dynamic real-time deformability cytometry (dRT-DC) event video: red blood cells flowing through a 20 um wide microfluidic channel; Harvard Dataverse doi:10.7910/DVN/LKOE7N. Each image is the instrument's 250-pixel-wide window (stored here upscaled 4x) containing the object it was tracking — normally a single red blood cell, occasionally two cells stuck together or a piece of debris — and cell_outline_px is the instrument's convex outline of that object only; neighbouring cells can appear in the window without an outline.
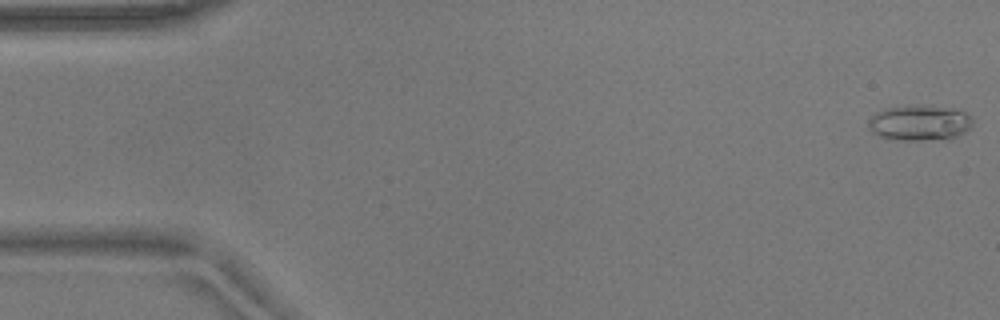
{"species": "common noctule bat (a hibernating species)", "species_latin": "Nyctalus noctula", "temperature_condition": "warm", "stored_images_in_passage": 54, "camera_frame_rate_fps": 3000, "um_per_image_px": 0.085, "animal": {"sex": "male", "body_mass_g": 17.9}, "frame": {"image": 1, "passage_image": 1, "time_ms": 0.0, "image_size_px": [1000, 320], "cell_outline_px": [[972, 124], [964, 132], [948, 140], [896, 140], [880, 136], [872, 132], [868, 124], [868, 120], [876, 112], [884, 108], [916, 104], [924, 104], [960, 108], [972, 116]], "centroid_in_image_um": [78.21, 10.41], "position_along_channel_um": 6.8, "area_um2": 22.25}}
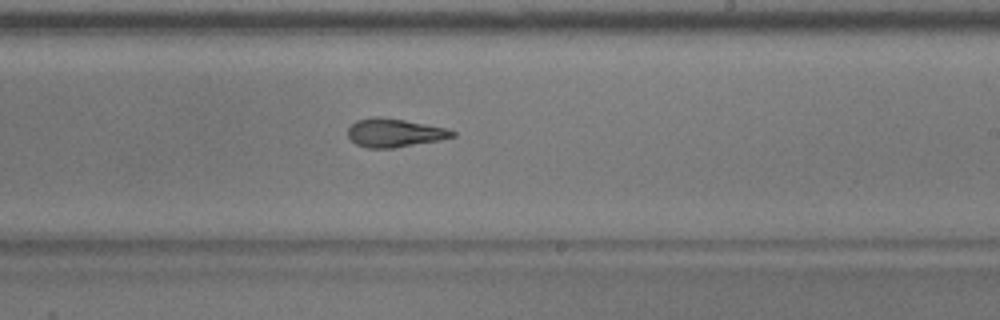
{"frame": {"image": 2, "passage_image": 32, "time_ms": 10.333, "image_size_px": [1000, 320], "cell_outline_px": [[456, 136], [440, 140], [392, 148], [368, 148], [356, 144], [348, 136], [348, 128], [356, 120], [376, 116], [404, 120], [444, 128], [456, 132]], "centroid_in_image_um": [33.51, 11.29], "position_along_channel_um": 255.5, "area_um2": 17.11}}
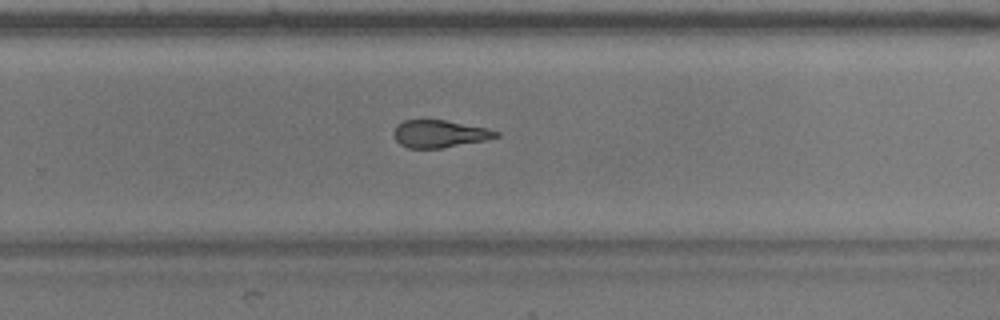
{"frame": {"image": 3, "passage_image": 35, "time_ms": 11.333, "image_size_px": [1000, 320], "cell_outline_px": [[500, 136], [484, 140], [440, 148], [408, 148], [400, 144], [396, 140], [392, 132], [396, 124], [404, 120], [444, 120], [488, 128], [500, 132]], "centroid_in_image_um": [37.33, 11.36], "position_along_channel_um": 292.5, "area_um2": 16.3}, "authors_computed_cell_mechanics": {"area_um2": 18.0047, "velocity_mm_per_s": 3.7174, "shape_relaxation_time_tau1_ms": 3.5321, "shape_relaxation_time_tau2_ms": 3.466, "deformation_change_tau1": 0.1854, "deformation_change_tau2": 0.1422}}